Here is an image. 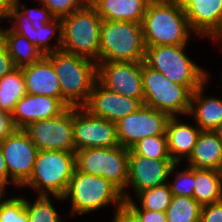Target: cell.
Here are the masks:
<instances>
[{"label":"cell","instance_id":"7c38bea8","mask_svg":"<svg viewBox=\"0 0 222 222\" xmlns=\"http://www.w3.org/2000/svg\"><path fill=\"white\" fill-rule=\"evenodd\" d=\"M73 134L75 152L119 146L116 123L96 117L84 107H73Z\"/></svg>","mask_w":222,"mask_h":222},{"label":"cell","instance_id":"6da1fadb","mask_svg":"<svg viewBox=\"0 0 222 222\" xmlns=\"http://www.w3.org/2000/svg\"><path fill=\"white\" fill-rule=\"evenodd\" d=\"M146 47L188 45L191 30L185 11L168 0H151L142 20Z\"/></svg>","mask_w":222,"mask_h":222},{"label":"cell","instance_id":"f1b7e54d","mask_svg":"<svg viewBox=\"0 0 222 222\" xmlns=\"http://www.w3.org/2000/svg\"><path fill=\"white\" fill-rule=\"evenodd\" d=\"M136 205L149 211L166 212L170 206L173 194L168 184L143 190L135 195ZM138 201V204H137Z\"/></svg>","mask_w":222,"mask_h":222},{"label":"cell","instance_id":"d590c367","mask_svg":"<svg viewBox=\"0 0 222 222\" xmlns=\"http://www.w3.org/2000/svg\"><path fill=\"white\" fill-rule=\"evenodd\" d=\"M125 203L140 217L142 222H167L165 212L141 209L136 205L134 198Z\"/></svg>","mask_w":222,"mask_h":222},{"label":"cell","instance_id":"44dd1931","mask_svg":"<svg viewBox=\"0 0 222 222\" xmlns=\"http://www.w3.org/2000/svg\"><path fill=\"white\" fill-rule=\"evenodd\" d=\"M201 131L196 123L190 125L183 123L178 116L170 117L165 134L170 157L175 163L186 164Z\"/></svg>","mask_w":222,"mask_h":222},{"label":"cell","instance_id":"d6986e66","mask_svg":"<svg viewBox=\"0 0 222 222\" xmlns=\"http://www.w3.org/2000/svg\"><path fill=\"white\" fill-rule=\"evenodd\" d=\"M191 30L216 43L222 36V0H194L185 10Z\"/></svg>","mask_w":222,"mask_h":222},{"label":"cell","instance_id":"7dc6e473","mask_svg":"<svg viewBox=\"0 0 222 222\" xmlns=\"http://www.w3.org/2000/svg\"><path fill=\"white\" fill-rule=\"evenodd\" d=\"M222 36L220 37V39L215 43V44H218V42H220V44H222Z\"/></svg>","mask_w":222,"mask_h":222},{"label":"cell","instance_id":"30bf717a","mask_svg":"<svg viewBox=\"0 0 222 222\" xmlns=\"http://www.w3.org/2000/svg\"><path fill=\"white\" fill-rule=\"evenodd\" d=\"M170 115L142 104L134 113L116 122L119 145L130 149L147 136L166 135Z\"/></svg>","mask_w":222,"mask_h":222},{"label":"cell","instance_id":"7bdbcfd3","mask_svg":"<svg viewBox=\"0 0 222 222\" xmlns=\"http://www.w3.org/2000/svg\"><path fill=\"white\" fill-rule=\"evenodd\" d=\"M7 184L0 183V208L9 200L10 197H5ZM5 194V195H4ZM5 198V199H4Z\"/></svg>","mask_w":222,"mask_h":222},{"label":"cell","instance_id":"74e56055","mask_svg":"<svg viewBox=\"0 0 222 222\" xmlns=\"http://www.w3.org/2000/svg\"><path fill=\"white\" fill-rule=\"evenodd\" d=\"M113 215L112 222H142L140 217L125 202Z\"/></svg>","mask_w":222,"mask_h":222},{"label":"cell","instance_id":"8992f818","mask_svg":"<svg viewBox=\"0 0 222 222\" xmlns=\"http://www.w3.org/2000/svg\"><path fill=\"white\" fill-rule=\"evenodd\" d=\"M145 53L141 23L102 20L99 62H139Z\"/></svg>","mask_w":222,"mask_h":222},{"label":"cell","instance_id":"1f68e13d","mask_svg":"<svg viewBox=\"0 0 222 222\" xmlns=\"http://www.w3.org/2000/svg\"><path fill=\"white\" fill-rule=\"evenodd\" d=\"M186 166V167H185ZM181 167V163H175L169 173V177L174 176L175 179L168 180L167 184L173 196H187L193 197L194 183H195V168L184 165L185 169L178 170Z\"/></svg>","mask_w":222,"mask_h":222},{"label":"cell","instance_id":"8d00e7d4","mask_svg":"<svg viewBox=\"0 0 222 222\" xmlns=\"http://www.w3.org/2000/svg\"><path fill=\"white\" fill-rule=\"evenodd\" d=\"M200 222H222V201L203 205Z\"/></svg>","mask_w":222,"mask_h":222},{"label":"cell","instance_id":"ac0fdd59","mask_svg":"<svg viewBox=\"0 0 222 222\" xmlns=\"http://www.w3.org/2000/svg\"><path fill=\"white\" fill-rule=\"evenodd\" d=\"M68 107L61 98L26 94L16 103L11 115L16 129H24L35 121L56 117Z\"/></svg>","mask_w":222,"mask_h":222},{"label":"cell","instance_id":"60d3db41","mask_svg":"<svg viewBox=\"0 0 222 222\" xmlns=\"http://www.w3.org/2000/svg\"><path fill=\"white\" fill-rule=\"evenodd\" d=\"M0 183L7 184V185L13 184V186H16L9 178L7 164L4 159V155H3L1 147H0Z\"/></svg>","mask_w":222,"mask_h":222},{"label":"cell","instance_id":"b9f144b4","mask_svg":"<svg viewBox=\"0 0 222 222\" xmlns=\"http://www.w3.org/2000/svg\"><path fill=\"white\" fill-rule=\"evenodd\" d=\"M14 4L15 0H0V22L8 20L10 10Z\"/></svg>","mask_w":222,"mask_h":222},{"label":"cell","instance_id":"277c9868","mask_svg":"<svg viewBox=\"0 0 222 222\" xmlns=\"http://www.w3.org/2000/svg\"><path fill=\"white\" fill-rule=\"evenodd\" d=\"M63 200H70L69 217L86 215L106 206L115 211L124 203L122 192L109 180L74 170ZM112 204V205H111Z\"/></svg>","mask_w":222,"mask_h":222},{"label":"cell","instance_id":"52a82bcc","mask_svg":"<svg viewBox=\"0 0 222 222\" xmlns=\"http://www.w3.org/2000/svg\"><path fill=\"white\" fill-rule=\"evenodd\" d=\"M60 49L67 53L92 59L99 63L100 28L102 18L93 6L64 16Z\"/></svg>","mask_w":222,"mask_h":222},{"label":"cell","instance_id":"5b68a950","mask_svg":"<svg viewBox=\"0 0 222 222\" xmlns=\"http://www.w3.org/2000/svg\"><path fill=\"white\" fill-rule=\"evenodd\" d=\"M188 45L146 47L144 62L173 83L187 86L192 92L210 79L209 72L186 54Z\"/></svg>","mask_w":222,"mask_h":222},{"label":"cell","instance_id":"5bb4252c","mask_svg":"<svg viewBox=\"0 0 222 222\" xmlns=\"http://www.w3.org/2000/svg\"><path fill=\"white\" fill-rule=\"evenodd\" d=\"M174 164L172 159L153 160L135 155L129 149L127 189L122 192L124 202L133 197L131 193H128L129 187L136 195L143 190L167 184L170 179V170Z\"/></svg>","mask_w":222,"mask_h":222},{"label":"cell","instance_id":"d4e9b609","mask_svg":"<svg viewBox=\"0 0 222 222\" xmlns=\"http://www.w3.org/2000/svg\"><path fill=\"white\" fill-rule=\"evenodd\" d=\"M0 39L5 45L16 68H23L39 61L44 55L25 36L10 27L0 28Z\"/></svg>","mask_w":222,"mask_h":222},{"label":"cell","instance_id":"2e32d148","mask_svg":"<svg viewBox=\"0 0 222 222\" xmlns=\"http://www.w3.org/2000/svg\"><path fill=\"white\" fill-rule=\"evenodd\" d=\"M12 26H9L14 32L25 36L33 45H35L43 55H48L60 50L62 43V20L54 18L49 23L39 26H33L15 4L10 10L8 20ZM56 36V37H55ZM55 39V43L49 42Z\"/></svg>","mask_w":222,"mask_h":222},{"label":"cell","instance_id":"4316f807","mask_svg":"<svg viewBox=\"0 0 222 222\" xmlns=\"http://www.w3.org/2000/svg\"><path fill=\"white\" fill-rule=\"evenodd\" d=\"M26 94L22 69L15 68L0 78V110L11 114L16 103Z\"/></svg>","mask_w":222,"mask_h":222},{"label":"cell","instance_id":"ee69618b","mask_svg":"<svg viewBox=\"0 0 222 222\" xmlns=\"http://www.w3.org/2000/svg\"><path fill=\"white\" fill-rule=\"evenodd\" d=\"M176 4L180 9L185 10L194 0H168Z\"/></svg>","mask_w":222,"mask_h":222},{"label":"cell","instance_id":"9c48e42d","mask_svg":"<svg viewBox=\"0 0 222 222\" xmlns=\"http://www.w3.org/2000/svg\"><path fill=\"white\" fill-rule=\"evenodd\" d=\"M128 155L129 149L121 145L80 149L75 152V166L79 172L109 180L123 192L128 181Z\"/></svg>","mask_w":222,"mask_h":222},{"label":"cell","instance_id":"7a4b0ae2","mask_svg":"<svg viewBox=\"0 0 222 222\" xmlns=\"http://www.w3.org/2000/svg\"><path fill=\"white\" fill-rule=\"evenodd\" d=\"M52 62L61 86V99L69 107H84L97 82V63L61 49L46 55Z\"/></svg>","mask_w":222,"mask_h":222},{"label":"cell","instance_id":"836d02e7","mask_svg":"<svg viewBox=\"0 0 222 222\" xmlns=\"http://www.w3.org/2000/svg\"><path fill=\"white\" fill-rule=\"evenodd\" d=\"M46 6L55 18H63L72 12L86 7L84 0H35Z\"/></svg>","mask_w":222,"mask_h":222},{"label":"cell","instance_id":"ffe728a7","mask_svg":"<svg viewBox=\"0 0 222 222\" xmlns=\"http://www.w3.org/2000/svg\"><path fill=\"white\" fill-rule=\"evenodd\" d=\"M27 94L61 98V86L51 60L44 55L32 65L21 68Z\"/></svg>","mask_w":222,"mask_h":222},{"label":"cell","instance_id":"484cf974","mask_svg":"<svg viewBox=\"0 0 222 222\" xmlns=\"http://www.w3.org/2000/svg\"><path fill=\"white\" fill-rule=\"evenodd\" d=\"M193 198L201 206L222 201V171L195 169Z\"/></svg>","mask_w":222,"mask_h":222},{"label":"cell","instance_id":"e0dca14e","mask_svg":"<svg viewBox=\"0 0 222 222\" xmlns=\"http://www.w3.org/2000/svg\"><path fill=\"white\" fill-rule=\"evenodd\" d=\"M141 105L138 99L115 93L97 80L84 108L96 117L116 123L123 117L134 113Z\"/></svg>","mask_w":222,"mask_h":222},{"label":"cell","instance_id":"d6a6232c","mask_svg":"<svg viewBox=\"0 0 222 222\" xmlns=\"http://www.w3.org/2000/svg\"><path fill=\"white\" fill-rule=\"evenodd\" d=\"M13 196L0 208V222H28L25 197Z\"/></svg>","mask_w":222,"mask_h":222},{"label":"cell","instance_id":"f35d334b","mask_svg":"<svg viewBox=\"0 0 222 222\" xmlns=\"http://www.w3.org/2000/svg\"><path fill=\"white\" fill-rule=\"evenodd\" d=\"M16 130L12 120V115L0 110V143Z\"/></svg>","mask_w":222,"mask_h":222},{"label":"cell","instance_id":"ba28073f","mask_svg":"<svg viewBox=\"0 0 222 222\" xmlns=\"http://www.w3.org/2000/svg\"><path fill=\"white\" fill-rule=\"evenodd\" d=\"M143 104L170 116H188L192 91L185 85L173 83L142 61Z\"/></svg>","mask_w":222,"mask_h":222},{"label":"cell","instance_id":"9a60e30c","mask_svg":"<svg viewBox=\"0 0 222 222\" xmlns=\"http://www.w3.org/2000/svg\"><path fill=\"white\" fill-rule=\"evenodd\" d=\"M97 80L107 89L144 102L142 61L99 62Z\"/></svg>","mask_w":222,"mask_h":222},{"label":"cell","instance_id":"e575fe53","mask_svg":"<svg viewBox=\"0 0 222 222\" xmlns=\"http://www.w3.org/2000/svg\"><path fill=\"white\" fill-rule=\"evenodd\" d=\"M15 5L27 16L33 26H39L49 23L55 17L50 13L49 9L40 4L42 7L28 8L26 3L21 0H15Z\"/></svg>","mask_w":222,"mask_h":222},{"label":"cell","instance_id":"f6af8a7d","mask_svg":"<svg viewBox=\"0 0 222 222\" xmlns=\"http://www.w3.org/2000/svg\"><path fill=\"white\" fill-rule=\"evenodd\" d=\"M213 132L222 140V122L213 130Z\"/></svg>","mask_w":222,"mask_h":222},{"label":"cell","instance_id":"603a6c76","mask_svg":"<svg viewBox=\"0 0 222 222\" xmlns=\"http://www.w3.org/2000/svg\"><path fill=\"white\" fill-rule=\"evenodd\" d=\"M187 166L222 171V140L213 131H201Z\"/></svg>","mask_w":222,"mask_h":222},{"label":"cell","instance_id":"83f0119b","mask_svg":"<svg viewBox=\"0 0 222 222\" xmlns=\"http://www.w3.org/2000/svg\"><path fill=\"white\" fill-rule=\"evenodd\" d=\"M201 208L193 197L173 196L165 212L167 222H200Z\"/></svg>","mask_w":222,"mask_h":222},{"label":"cell","instance_id":"7402d4cb","mask_svg":"<svg viewBox=\"0 0 222 222\" xmlns=\"http://www.w3.org/2000/svg\"><path fill=\"white\" fill-rule=\"evenodd\" d=\"M209 81L192 93L188 114L202 131H213L222 122V98L204 92Z\"/></svg>","mask_w":222,"mask_h":222},{"label":"cell","instance_id":"3957f363","mask_svg":"<svg viewBox=\"0 0 222 222\" xmlns=\"http://www.w3.org/2000/svg\"><path fill=\"white\" fill-rule=\"evenodd\" d=\"M75 169V151L40 150L30 178L21 188L30 187L37 195H50L64 202Z\"/></svg>","mask_w":222,"mask_h":222},{"label":"cell","instance_id":"cb8c5ba5","mask_svg":"<svg viewBox=\"0 0 222 222\" xmlns=\"http://www.w3.org/2000/svg\"><path fill=\"white\" fill-rule=\"evenodd\" d=\"M151 0H99L93 7L102 20L142 23Z\"/></svg>","mask_w":222,"mask_h":222},{"label":"cell","instance_id":"f546056e","mask_svg":"<svg viewBox=\"0 0 222 222\" xmlns=\"http://www.w3.org/2000/svg\"><path fill=\"white\" fill-rule=\"evenodd\" d=\"M36 197L33 202L25 198L28 222H62L63 218L54 207L51 196L37 195Z\"/></svg>","mask_w":222,"mask_h":222},{"label":"cell","instance_id":"4dcf8cb0","mask_svg":"<svg viewBox=\"0 0 222 222\" xmlns=\"http://www.w3.org/2000/svg\"><path fill=\"white\" fill-rule=\"evenodd\" d=\"M130 150L135 155L149 159H171L166 135L147 136L135 143Z\"/></svg>","mask_w":222,"mask_h":222},{"label":"cell","instance_id":"4fadbf2b","mask_svg":"<svg viewBox=\"0 0 222 222\" xmlns=\"http://www.w3.org/2000/svg\"><path fill=\"white\" fill-rule=\"evenodd\" d=\"M0 147L9 178L19 189L29 180L39 150L23 129H16L0 143Z\"/></svg>","mask_w":222,"mask_h":222},{"label":"cell","instance_id":"8fae6325","mask_svg":"<svg viewBox=\"0 0 222 222\" xmlns=\"http://www.w3.org/2000/svg\"><path fill=\"white\" fill-rule=\"evenodd\" d=\"M38 150L75 151L73 134V107L62 114L35 121L23 129Z\"/></svg>","mask_w":222,"mask_h":222},{"label":"cell","instance_id":"bcb514c9","mask_svg":"<svg viewBox=\"0 0 222 222\" xmlns=\"http://www.w3.org/2000/svg\"><path fill=\"white\" fill-rule=\"evenodd\" d=\"M87 6H94L99 0H84Z\"/></svg>","mask_w":222,"mask_h":222},{"label":"cell","instance_id":"ab89813d","mask_svg":"<svg viewBox=\"0 0 222 222\" xmlns=\"http://www.w3.org/2000/svg\"><path fill=\"white\" fill-rule=\"evenodd\" d=\"M16 67L13 63L11 56L8 54L7 49L0 39V78L8 74Z\"/></svg>","mask_w":222,"mask_h":222}]
</instances>
